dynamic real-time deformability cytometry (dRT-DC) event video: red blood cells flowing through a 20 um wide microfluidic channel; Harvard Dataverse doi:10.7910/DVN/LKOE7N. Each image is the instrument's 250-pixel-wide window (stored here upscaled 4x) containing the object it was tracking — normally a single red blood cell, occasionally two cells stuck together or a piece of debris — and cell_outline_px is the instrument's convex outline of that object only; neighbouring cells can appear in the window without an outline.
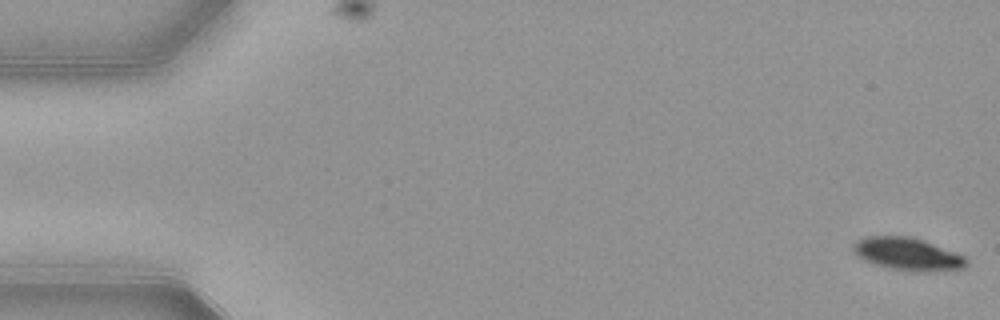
{"species": "common noctule bat (a hibernating species)", "species_latin": "Nyctalus noctula", "temperature_condition": "warm", "stored_images_in_passage": 8, "camera_frame_rate_fps": 3000, "um_per_image_px": 0.085, "animal": {"sex": "female", "body_mass_g": 21.9}, "frame": {"image": 1, "passage_image": 1, "time_ms": 0.0, "image_size_px": [1000, 320], "cell_outline_px": [[968, 264], [964, 268], [892, 268], [876, 264], [864, 260], [856, 256], [852, 248], [852, 244], [856, 240], [864, 236], [912, 236], [924, 240], [956, 252], [964, 256], [968, 260]], "centroid_in_image_um": [77.06, 21.5], "position_along_channel_um": 7.9, "area_um2": 20.52}}